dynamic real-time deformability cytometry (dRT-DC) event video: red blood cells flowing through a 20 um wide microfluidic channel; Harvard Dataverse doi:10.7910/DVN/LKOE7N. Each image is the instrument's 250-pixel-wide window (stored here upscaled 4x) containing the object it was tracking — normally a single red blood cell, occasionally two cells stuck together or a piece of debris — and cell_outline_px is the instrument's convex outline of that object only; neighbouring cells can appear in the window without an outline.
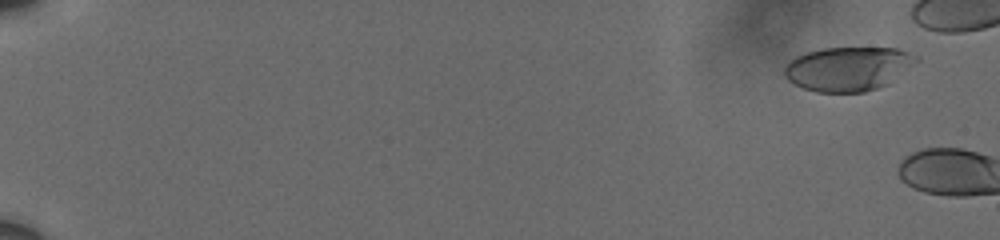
{"species": "human", "species_latin": "Homo sapiens", "temperature_condition": "cold", "stored_images_in_passage": 6, "camera_frame_rate_fps": 3000, "um_per_image_px": 0.085, "donor": {"sex": "male"}, "frame": {"image": 1, "passage_image": 4, "time_ms": 1.0, "image_size_px": [1000, 240], "cell_outline_px": [[920, 60], [888, 84], [864, 92], [816, 92], [804, 88], [788, 80], [784, 76], [784, 68], [788, 60], [796, 56], [808, 52], [824, 48], [896, 48], [920, 56]], "centroid_in_image_um": [72.1, 5.84], "position_along_channel_um": 12.9, "area_um2": 33.93}}